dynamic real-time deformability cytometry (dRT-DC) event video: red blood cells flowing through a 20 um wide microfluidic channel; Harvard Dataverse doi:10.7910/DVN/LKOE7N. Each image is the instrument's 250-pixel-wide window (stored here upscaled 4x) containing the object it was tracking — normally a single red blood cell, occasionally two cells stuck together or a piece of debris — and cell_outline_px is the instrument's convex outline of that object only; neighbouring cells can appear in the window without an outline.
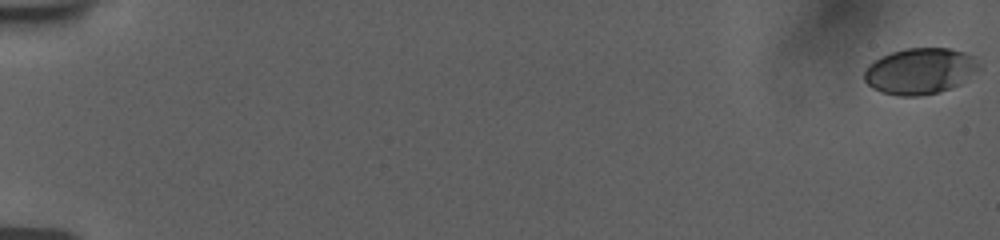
{"species": "human", "species_latin": "Homo sapiens", "temperature_condition": "room temperature", "stored_images_in_passage": 57, "camera_frame_rate_fps": 3000, "um_per_image_px": 0.085, "donor": {"sex": "female"}, "frame": {"image": 1, "passage_image": 1, "time_ms": 0.0, "image_size_px": [1000, 240], "cell_outline_px": [[980, 68], [960, 84], [952, 88], [940, 92], [920, 96], [900, 96], [880, 92], [872, 88], [864, 80], [864, 72], [868, 64], [880, 56], [892, 52], [908, 48], [952, 48], [976, 56], [980, 64]], "centroid_in_image_um": [78.21, 6.04], "position_along_channel_um": 6.8, "area_um2": 31.21}}
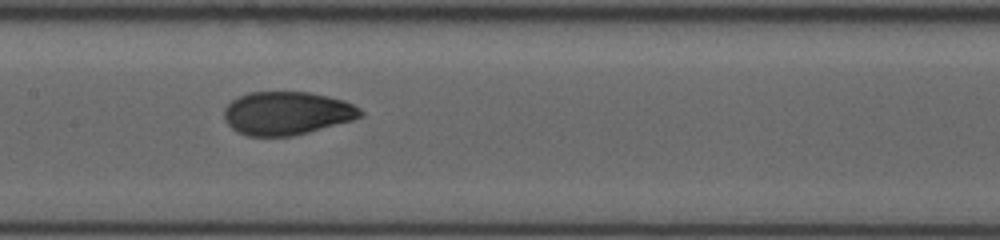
{"frame": {"image": 2, "passage_image": 31, "time_ms": 10.0, "image_size_px": [1000, 240], "cell_outline_px": [[364, 116], [352, 120], [308, 132], [292, 136], [248, 136], [236, 132], [224, 120], [224, 108], [232, 100], [248, 92], [312, 92], [344, 100], [360, 108], [364, 112]], "centroid_in_image_um": [24.38, 9.62], "position_along_channel_um": 183.0, "area_um2": 34.51}}
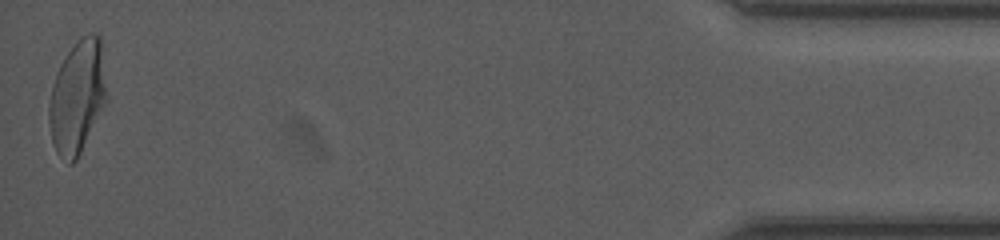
{"frame": {"image": 3, "passage_image": 57, "time_ms": 18.667, "image_size_px": [1000, 240], "cell_outline_px": [[104, 104], [76, 160], [72, 164], [68, 164], [56, 152], [52, 144], [48, 120], [48, 108], [52, 84], [60, 64], [68, 52], [88, 32], [96, 32], [100, 36], [104, 88]], "centroid_in_image_um": [6.51, 8.27], "position_along_channel_um": 428.7, "area_um2": 36.82}, "authors_computed_cell_mechanics": {"area_um2": 34.2176, "velocity_mm_per_s": 3.7588, "shape_relaxation_time_tau1_ms": 6.1419, "shape_relaxation_time_tau2_ms": null, "deformation_change_tau1": 0.2044, "deformation_change_tau2": null}}